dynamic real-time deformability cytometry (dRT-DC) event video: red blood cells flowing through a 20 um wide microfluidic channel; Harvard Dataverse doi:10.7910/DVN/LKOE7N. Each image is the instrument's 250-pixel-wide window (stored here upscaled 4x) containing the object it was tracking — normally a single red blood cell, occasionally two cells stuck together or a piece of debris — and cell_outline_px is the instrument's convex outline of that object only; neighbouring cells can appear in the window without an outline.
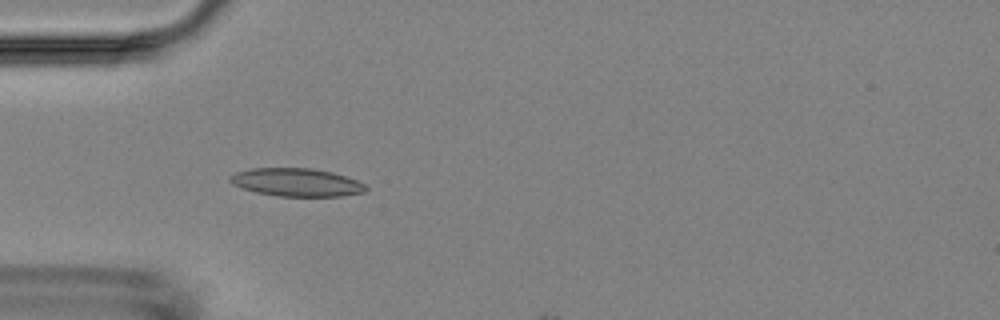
{"species": "Egyptian fruit bat (a non-hibernating species)", "species_latin": "Rousettus aegyptiacus", "temperature_condition": "room temperature", "stored_images_in_passage": 2, "camera_frame_rate_fps": 3000, "um_per_image_px": 0.085, "animal": {"sex": "female"}, "frame": {"image": 1, "passage_image": 1, "time_ms": 0.0, "image_size_px": [1000, 320], "cell_outline_px": [[368, 188], [364, 192], [344, 196], [276, 196], [256, 192], [232, 184], [228, 180], [228, 176], [236, 172], [252, 168], [312, 168], [332, 172], [356, 180], [364, 184]], "centroid_in_image_um": [25.19, 15.5], "position_along_channel_um": 59.8, "area_um2": 22.2}}